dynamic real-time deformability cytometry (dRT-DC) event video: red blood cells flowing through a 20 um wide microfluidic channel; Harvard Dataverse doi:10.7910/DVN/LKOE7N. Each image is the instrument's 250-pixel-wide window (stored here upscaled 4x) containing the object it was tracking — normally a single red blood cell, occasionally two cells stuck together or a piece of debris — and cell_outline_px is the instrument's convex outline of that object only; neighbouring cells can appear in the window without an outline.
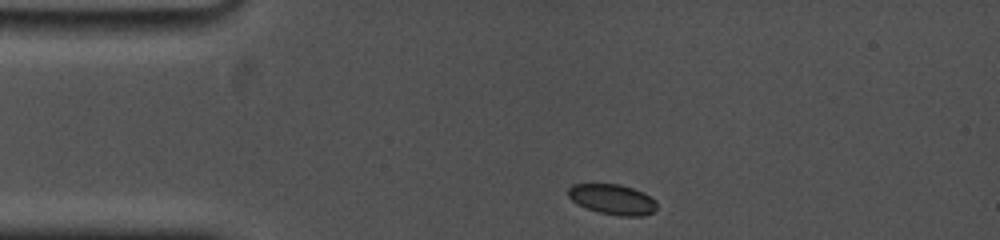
{"species": "common noctule bat (a hibernating species)", "species_latin": "Nyctalus noctula", "temperature_condition": "cold", "stored_images_in_passage": 58, "camera_frame_rate_fps": 5000, "um_per_image_px": 0.085, "animal": {"sex": "female", "body_mass_g": 19.0, "forearm_length_mm": 53.3}, "frame": {"image": 1, "passage_image": 1, "time_ms": 0.0, "image_size_px": [1000, 240], "cell_outline_px": [[656, 208], [652, 212], [644, 216], [620, 216], [600, 212], [588, 208], [572, 200], [568, 196], [568, 188], [572, 184], [620, 184], [644, 192], [656, 204]], "centroid_in_image_um": [52.05, 16.94], "position_along_channel_um": 32.9, "area_um2": 15.37}}
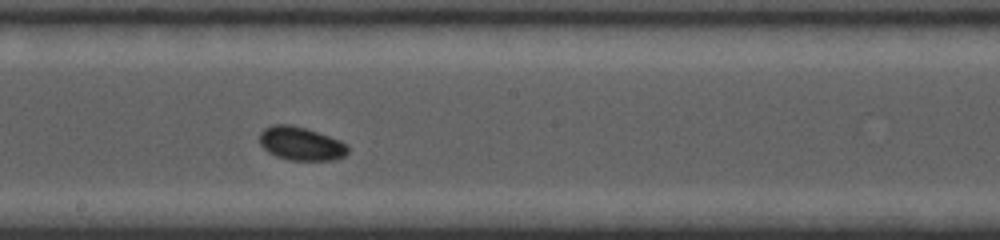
{"frame": {"image": 2, "passage_image": 33, "time_ms": 6.2, "image_size_px": [1000, 240], "cell_outline_px": [[348, 152], [344, 156], [336, 160], [288, 160], [276, 156], [268, 152], [260, 144], [260, 132], [264, 128], [272, 124], [288, 124], [304, 128], [340, 140], [348, 144]], "centroid_in_image_um": [25.58, 12.21], "position_along_channel_um": 222.6, "area_um2": 17.22}}
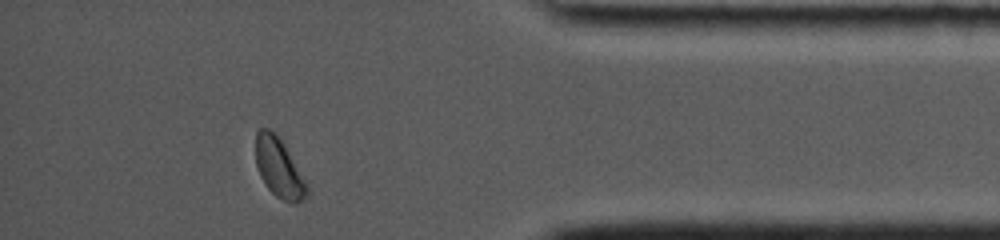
{"frame": {"image": 3, "passage_image": 55, "time_ms": 11.8, "image_size_px": [1000, 240], "cell_outline_px": [[308, 196], [296, 204], [292, 204], [280, 200], [268, 188], [260, 176], [256, 164], [256, 132], [260, 128], [268, 128], [276, 132], [284, 144], [304, 180], [308, 188]], "centroid_in_image_um": [23.7, 14.28], "position_along_channel_um": 411.5, "area_um2": 17.63}, "authors_computed_cell_mechanics": {"area_um2": 16.6753, "velocity_mm_per_s": 3.6705, "shape_relaxation_time_tau1_ms": 3.5077, "shape_relaxation_time_tau2_ms": null, "deformation_change_tau1": 0.0659, "deformation_change_tau2": null}}